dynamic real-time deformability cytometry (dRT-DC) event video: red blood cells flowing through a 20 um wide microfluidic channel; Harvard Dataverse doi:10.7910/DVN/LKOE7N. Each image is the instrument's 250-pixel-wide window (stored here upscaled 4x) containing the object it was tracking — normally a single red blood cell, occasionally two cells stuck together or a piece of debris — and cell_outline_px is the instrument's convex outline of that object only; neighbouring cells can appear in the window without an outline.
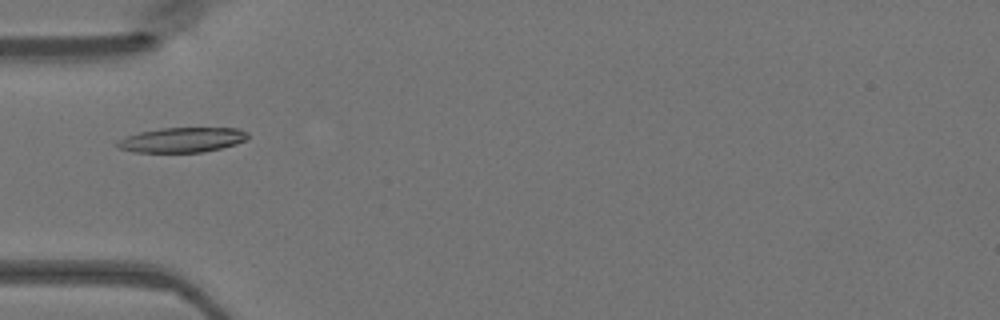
{"species": "Egyptian fruit bat (a non-hibernating species)", "species_latin": "Rousettus aegyptiacus", "temperature_condition": "warm", "stored_images_in_passage": 7, "camera_frame_rate_fps": 3000, "um_per_image_px": 0.085, "animal": {"sex": "female"}, "frame": {"image": 1, "passage_image": 1, "time_ms": 0.0, "image_size_px": [1000, 320], "cell_outline_px": [[248, 136], [244, 140], [236, 144], [204, 152], [132, 152], [120, 148], [112, 144], [128, 136], [140, 132], [160, 128], [240, 128], [248, 132]], "centroid_in_image_um": [15.48, 11.89], "position_along_channel_um": 69.5, "area_um2": 18.84}}
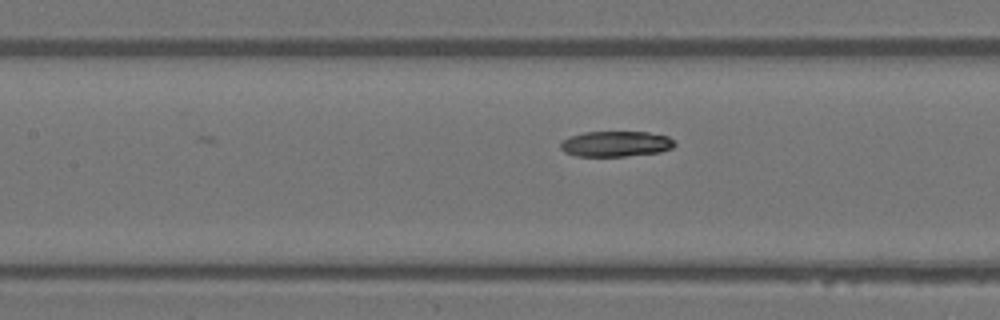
{"frame": {"image": 2, "passage_image": 7, "time_ms": 2.0, "image_size_px": [1000, 320], "cell_outline_px": [[676, 144], [672, 148], [660, 152], [624, 156], [576, 156], [564, 152], [560, 148], [560, 140], [568, 136], [584, 132], [648, 132], [668, 136]], "centroid_in_image_um": [52.29, 12.22], "position_along_channel_um": 155.1, "area_um2": 17.11}}